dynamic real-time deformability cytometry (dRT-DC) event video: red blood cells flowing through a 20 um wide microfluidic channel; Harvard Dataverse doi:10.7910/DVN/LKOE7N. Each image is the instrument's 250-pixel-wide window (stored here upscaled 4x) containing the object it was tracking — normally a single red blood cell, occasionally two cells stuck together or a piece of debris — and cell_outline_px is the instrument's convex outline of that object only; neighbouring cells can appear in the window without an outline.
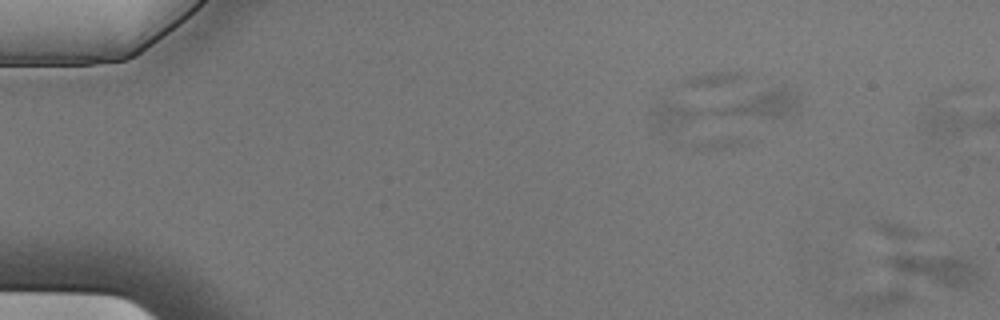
{"species": "Egyptian fruit bat (a non-hibernating species)", "species_latin": "Rousettus aegyptiacus", "temperature_condition": "cold", "stored_images_in_passage": 4, "camera_frame_rate_fps": 3000, "um_per_image_px": 0.085, "animal": {"sex": "male"}, "frame": {"image": 1, "passage_image": 1, "time_ms": 0.0, "image_size_px": [1000, 320], "cell_outline_px": [[984, 276], [980, 284], [960, 288], [952, 288], [900, 272], [888, 264], [888, 260], [892, 256], [900, 252], [904, 252], [960, 256], [976, 264]], "centroid_in_image_um": [79.76, 22.85], "position_along_channel_um": 5.2, "area_um2": 16.65}}